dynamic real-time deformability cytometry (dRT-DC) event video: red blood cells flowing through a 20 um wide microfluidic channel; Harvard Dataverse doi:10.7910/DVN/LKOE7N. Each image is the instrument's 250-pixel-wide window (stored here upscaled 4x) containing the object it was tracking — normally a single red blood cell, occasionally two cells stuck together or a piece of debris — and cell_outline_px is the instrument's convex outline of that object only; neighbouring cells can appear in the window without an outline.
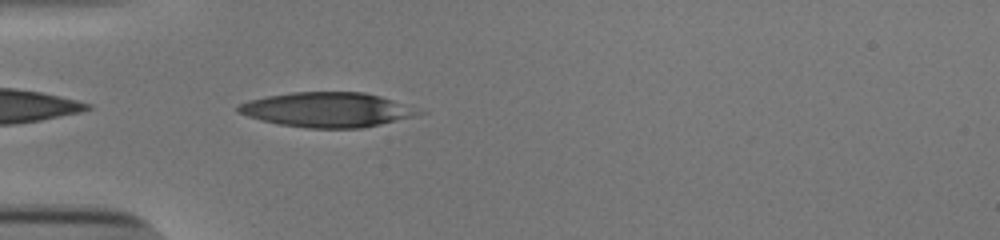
{"species": "human", "species_latin": "Homo sapiens", "temperature_condition": "cold", "stored_images_in_passage": 37, "camera_frame_rate_fps": 3000, "um_per_image_px": 0.085, "donor": {"sex": "male"}, "frame": {"image": 1, "passage_image": 1, "time_ms": 0.0, "image_size_px": [1000, 240], "cell_outline_px": [[428, 112], [420, 116], [364, 128], [308, 128], [280, 124], [260, 120], [236, 112], [236, 108], [240, 104], [248, 100], [268, 96], [292, 92], [364, 92], [380, 96]], "centroid_in_image_um": [27.87, 9.34], "position_along_channel_um": 57.1, "area_um2": 36.76}}
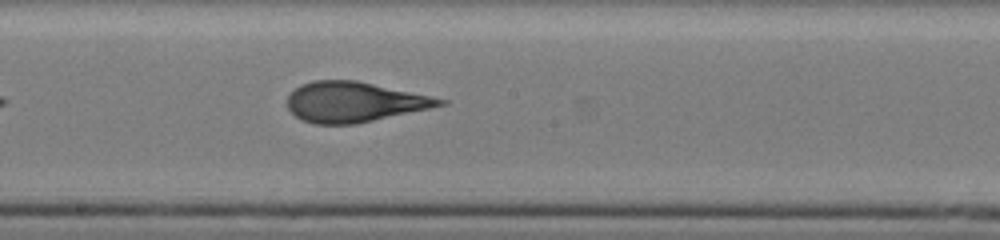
{"frame": {"image": 2, "passage_image": 14, "time_ms": 4.333, "image_size_px": [1000, 240], "cell_outline_px": [[448, 104], [356, 124], [316, 124], [300, 120], [288, 108], [288, 96], [300, 84], [312, 80], [356, 80], [432, 96], [448, 100]], "centroid_in_image_um": [30.1, 8.66], "position_along_channel_um": 218.1, "area_um2": 35.6}}
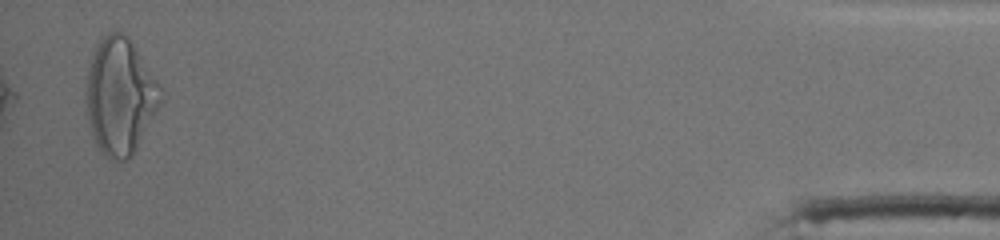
{"frame": {"image": 3, "passage_image": 36, "time_ms": 11.667, "image_size_px": [1000, 240], "cell_outline_px": [[160, 88], [156, 108], [132, 156], [124, 160], [112, 160], [104, 156], [100, 152], [92, 136], [88, 120], [84, 76], [92, 52], [96, 44], [104, 32], [120, 32], [128, 36], [156, 80]], "centroid_in_image_um": [10.1, 8.14], "position_along_channel_um": 425.1, "area_um2": 50.05}, "authors_computed_cell_mechanics": {"area_um2": 36.7608, "velocity_mm_per_s": 3.8939, "shape_relaxation_time_tau1_ms": 6.5665, "shape_relaxation_time_tau2_ms": 1.3434, "deformation_change_tau1": 0.2338, "deformation_change_tau2": 0.1069}}